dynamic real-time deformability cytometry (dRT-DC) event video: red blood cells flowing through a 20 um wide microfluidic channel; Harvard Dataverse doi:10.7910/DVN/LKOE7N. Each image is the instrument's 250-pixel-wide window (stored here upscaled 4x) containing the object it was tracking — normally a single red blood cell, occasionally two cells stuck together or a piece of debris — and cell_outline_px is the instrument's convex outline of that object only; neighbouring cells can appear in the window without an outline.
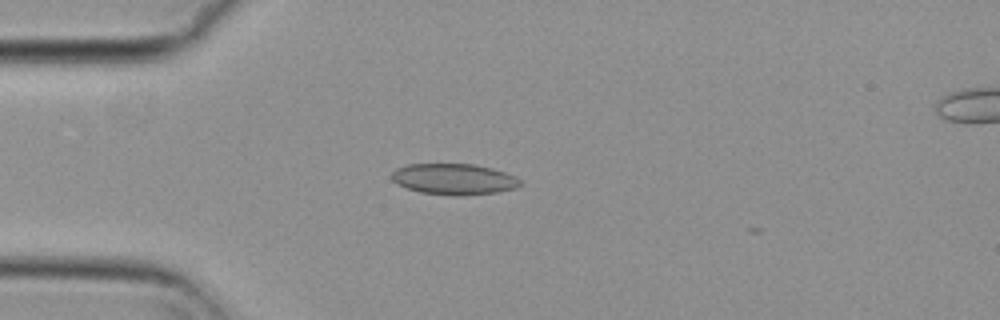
{"species": "common noctule bat (a hibernating species)", "species_latin": "Nyctalus noctula", "temperature_condition": "cold", "stored_images_in_passage": 37, "camera_frame_rate_fps": 3000, "um_per_image_px": 0.085, "animal": {"sex": "female", "body_mass_g": 29.2, "forearm_length_mm": 56.3}, "frame": {"image": 1, "passage_image": 2, "time_ms": 0.333, "image_size_px": [1000, 320], "cell_outline_px": [[524, 184], [516, 188], [496, 192], [460, 196], [448, 196], [420, 192], [396, 184], [392, 180], [392, 172], [396, 168], [408, 164], [472, 164], [492, 168], [516, 176]], "centroid_in_image_um": [38.59, 15.23], "position_along_channel_um": 46.4, "area_um2": 23.41}}
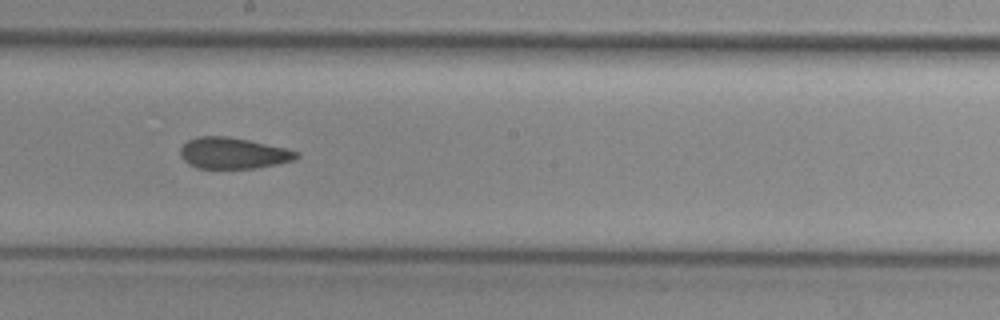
{"frame": {"image": 2, "passage_image": 18, "time_ms": 5.667, "image_size_px": [1000, 320], "cell_outline_px": [[300, 156], [296, 160], [256, 168], [196, 168], [188, 164], [180, 156], [180, 148], [188, 140], [196, 136], [228, 136], [248, 140], [284, 148], [296, 152]], "centroid_in_image_um": [19.78, 13.02], "position_along_channel_um": 228.4, "area_um2": 21.04}}
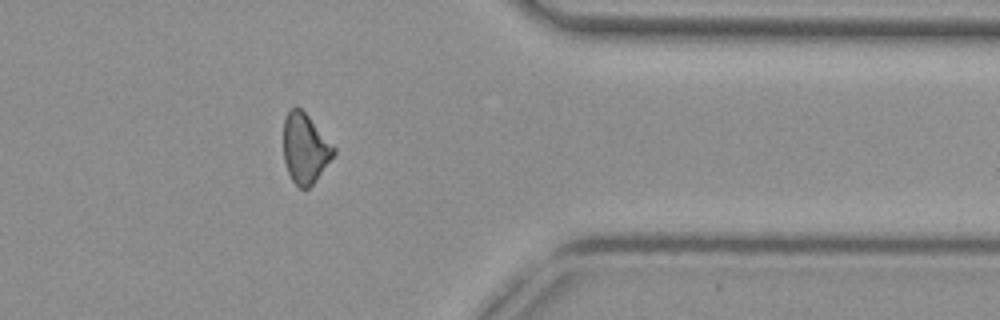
{"frame": {"image": 3, "passage_image": 32, "time_ms": 10.333, "image_size_px": [1000, 320], "cell_outline_px": [[336, 152], [316, 180], [308, 188], [300, 188], [292, 180], [288, 172], [284, 160], [284, 120], [288, 112], [296, 104], [308, 116], [336, 148]], "centroid_in_image_um": [25.93, 12.61], "position_along_channel_um": 385.5, "area_um2": 20.17}}